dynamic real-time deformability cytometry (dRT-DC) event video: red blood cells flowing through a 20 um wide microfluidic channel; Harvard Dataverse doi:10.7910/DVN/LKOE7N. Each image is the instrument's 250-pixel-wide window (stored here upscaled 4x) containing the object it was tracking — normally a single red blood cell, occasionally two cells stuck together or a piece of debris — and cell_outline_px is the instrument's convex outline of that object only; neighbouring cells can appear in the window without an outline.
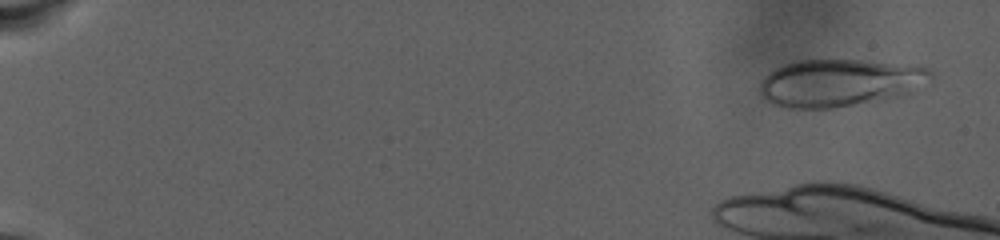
{"species": "human", "species_latin": "Homo sapiens", "temperature_condition": "warm", "stored_images_in_passage": 30, "camera_frame_rate_fps": 3000, "um_per_image_px": 0.085, "donor": {"sex": "male"}, "frame": {"image": 1, "passage_image": 5, "time_ms": 1.333, "image_size_px": [1000, 240], "cell_outline_px": [[932, 76], [908, 96], [832, 108], [788, 108], [772, 104], [764, 100], [760, 96], [760, 84], [764, 76], [776, 68], [784, 64], [800, 60], [864, 60], [928, 68], [932, 72]], "centroid_in_image_um": [71.35, 7.06], "position_along_channel_um": 13.7, "area_um2": 47.34}}